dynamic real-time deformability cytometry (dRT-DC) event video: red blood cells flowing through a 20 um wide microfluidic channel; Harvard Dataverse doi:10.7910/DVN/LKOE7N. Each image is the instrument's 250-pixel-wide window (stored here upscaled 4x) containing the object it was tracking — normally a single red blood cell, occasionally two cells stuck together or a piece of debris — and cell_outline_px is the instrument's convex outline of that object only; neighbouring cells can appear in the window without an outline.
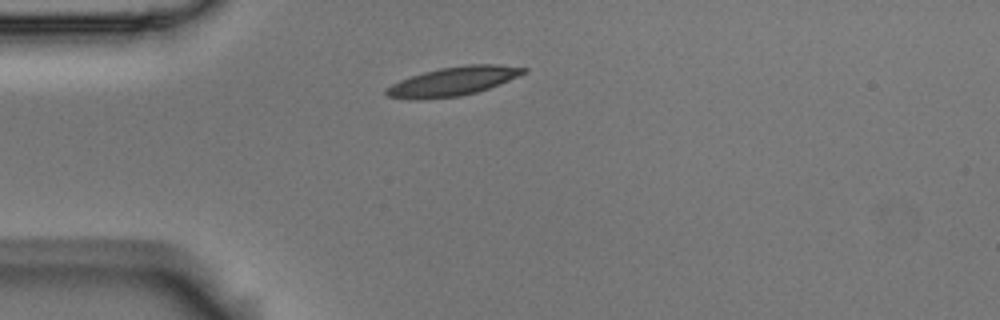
{"species": "Egyptian fruit bat (a non-hibernating species)", "species_latin": "Rousettus aegyptiacus", "temperature_condition": "room temperature", "stored_images_in_passage": 1, "camera_frame_rate_fps": 3000, "um_per_image_px": 0.085, "animal": {"sex": "male"}, "frame": {"image": 1, "passage_image": 1, "time_ms": 0.0, "image_size_px": [1000, 320], "cell_outline_px": [[528, 72], [500, 84], [476, 92], [460, 96], [420, 100], [408, 100], [388, 96], [384, 92], [384, 88], [400, 80], [424, 72], [440, 68], [468, 64], [500, 64], [528, 68]], "centroid_in_image_um": [38.51, 6.91], "position_along_channel_um": 46.5, "area_um2": 23.29}}